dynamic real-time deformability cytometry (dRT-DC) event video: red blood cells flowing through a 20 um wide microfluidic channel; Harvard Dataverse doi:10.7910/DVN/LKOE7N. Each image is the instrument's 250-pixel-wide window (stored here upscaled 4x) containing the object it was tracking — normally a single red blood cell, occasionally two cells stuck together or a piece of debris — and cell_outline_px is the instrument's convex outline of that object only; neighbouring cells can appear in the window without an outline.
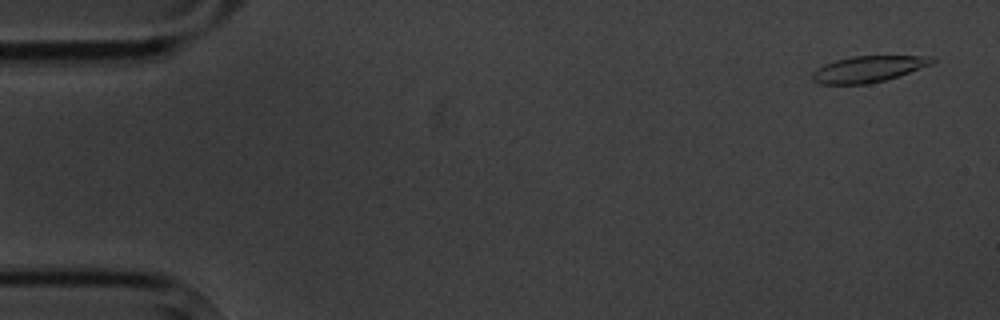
{"species": "common noctule bat (a hibernating species)", "species_latin": "Nyctalus noctula", "temperature_condition": "cold", "stored_images_in_passage": 5, "camera_frame_rate_fps": 3000, "um_per_image_px": 0.085, "animal": {"sex": "male", "body_mass_g": 20.1, "forearm_length_mm": 53.5}, "frame": {"image": 1, "passage_image": 1, "time_ms": 0.0, "image_size_px": [1000, 320], "cell_outline_px": [[936, 60], [932, 64], [900, 76], [868, 84], [820, 84], [812, 80], [812, 72], [816, 68], [824, 64], [836, 60], [852, 56], [924, 56]], "centroid_in_image_um": [73.77, 5.87], "position_along_channel_um": 11.2, "area_um2": 18.26}}
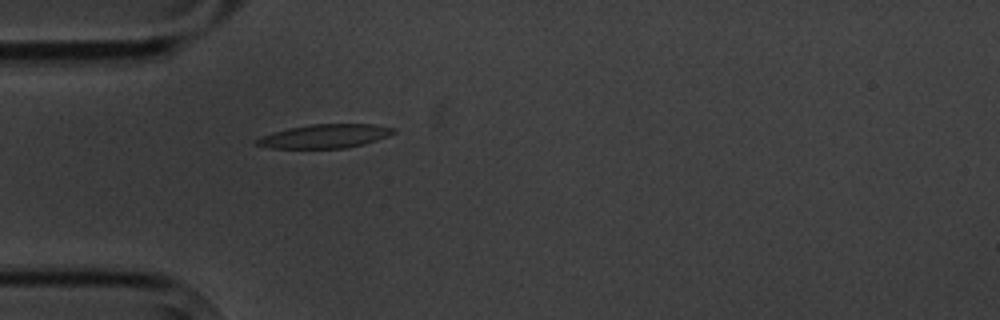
{"frame": {"image": 2, "passage_image": 5, "time_ms": 4.667, "image_size_px": [1000, 320], "cell_outline_px": [[396, 132], [388, 136], [364, 144], [344, 148], [268, 148], [252, 144], [252, 140], [260, 136], [272, 132], [288, 128], [312, 124], [372, 124], [396, 128]], "centroid_in_image_um": [27.54, 11.58], "position_along_channel_um": 57.5, "area_um2": 19.19}}